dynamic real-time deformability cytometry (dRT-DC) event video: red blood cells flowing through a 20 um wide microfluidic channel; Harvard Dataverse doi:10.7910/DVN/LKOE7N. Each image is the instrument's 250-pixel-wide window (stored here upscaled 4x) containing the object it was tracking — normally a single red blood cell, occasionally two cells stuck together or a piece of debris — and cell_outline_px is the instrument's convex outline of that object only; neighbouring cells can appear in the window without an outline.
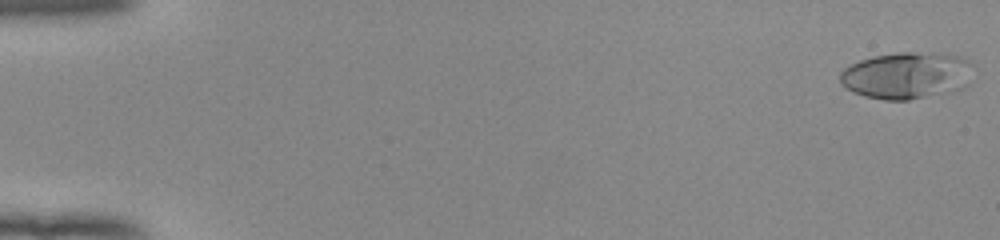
{"species": "human", "species_latin": "Homo sapiens", "temperature_condition": "room temperature", "stored_images_in_passage": 53, "camera_frame_rate_fps": 3000, "um_per_image_px": 0.085, "donor": {"sex": "female"}, "frame": {"image": 1, "passage_image": 1, "time_ms": 0.0, "image_size_px": [1000, 240], "cell_outline_px": [[972, 64], [968, 84], [964, 88], [908, 100], [884, 100], [864, 96], [852, 92], [840, 84], [840, 72], [844, 68], [860, 60], [876, 56], [896, 52], [912, 52], [964, 56]], "centroid_in_image_um": [77.04, 6.41], "position_along_channel_um": 8.0, "area_um2": 36.24}}
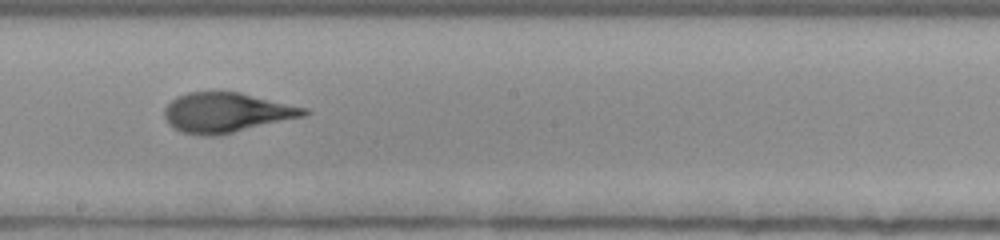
{"frame": {"image": 2, "passage_image": 31, "time_ms": 10.0, "image_size_px": [1000, 240], "cell_outline_px": [[312, 112], [304, 116], [216, 136], [204, 136], [180, 132], [172, 128], [168, 124], [164, 116], [164, 108], [176, 96], [188, 92], [240, 92], [308, 108]], "centroid_in_image_um": [19.23, 9.57], "position_along_channel_um": 229.0, "area_um2": 32.48}}
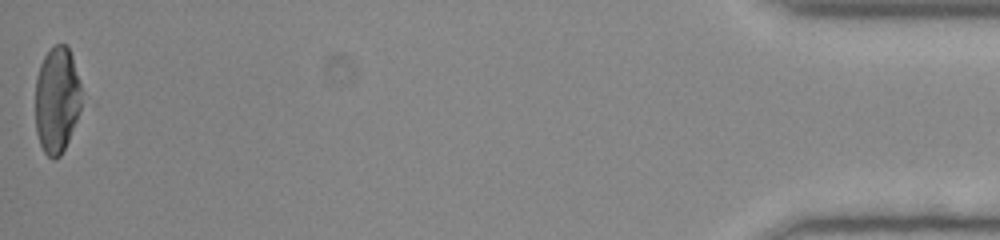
{"frame": {"image": 3, "passage_image": 53, "time_ms": 17.333, "image_size_px": [1000, 240], "cell_outline_px": [[88, 104], [60, 156], [56, 160], [52, 160], [44, 152], [40, 144], [36, 132], [36, 76], [40, 64], [44, 56], [56, 44], [68, 44]], "centroid_in_image_um": [4.93, 8.52], "position_along_channel_um": 430.3, "area_um2": 30.17}, "authors_computed_cell_mechanics": {"area_um2": 32.368, "velocity_mm_per_s": 3.9481, "shape_relaxation_time_tau1_ms": 4.5347, "shape_relaxation_time_tau2_ms": 1.0437, "deformation_change_tau1": 0.209, "deformation_change_tau2": 0.0757}}